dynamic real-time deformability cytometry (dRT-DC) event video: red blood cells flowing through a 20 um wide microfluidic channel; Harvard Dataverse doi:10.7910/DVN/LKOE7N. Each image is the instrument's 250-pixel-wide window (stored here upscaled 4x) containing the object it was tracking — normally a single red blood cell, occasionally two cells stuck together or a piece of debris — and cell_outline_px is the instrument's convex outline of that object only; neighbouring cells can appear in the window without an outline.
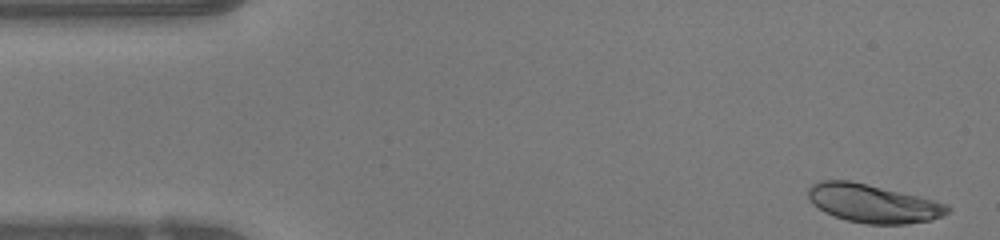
{"species": "human", "species_latin": "Homo sapiens", "temperature_condition": "warm", "stored_images_in_passage": 48, "camera_frame_rate_fps": 3000, "um_per_image_px": 0.085, "donor": {"sex": "female"}, "frame": {"image": 1, "passage_image": 1, "time_ms": 0.0, "image_size_px": [1000, 240], "cell_outline_px": [[952, 208], [948, 212], [932, 220], [904, 224], [864, 224], [832, 216], [824, 212], [812, 204], [808, 200], [808, 188], [812, 184], [820, 180], [848, 180], [916, 196], [948, 204]], "centroid_in_image_um": [74.15, 17.3], "position_along_channel_um": 10.9, "area_um2": 30.92}}
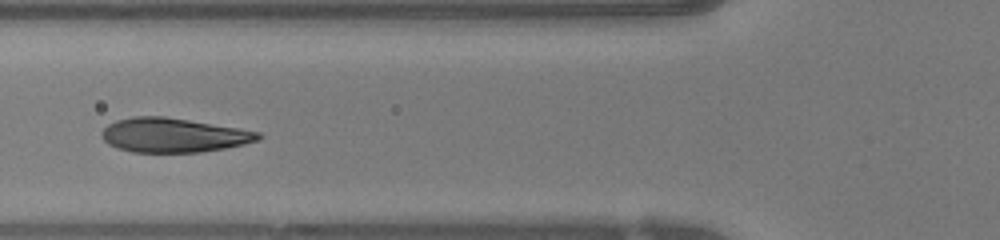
{"frame": {"image": 2, "passage_image": 17, "time_ms": 5.333, "image_size_px": [1000, 240], "cell_outline_px": [[264, 136], [260, 140], [244, 144], [224, 148], [200, 152], [132, 152], [116, 148], [108, 144], [100, 136], [100, 132], [108, 124], [116, 120], [132, 116], [164, 116], [240, 128], [260, 132]], "centroid_in_image_um": [14.73, 11.48], "position_along_channel_um": 111.1, "area_um2": 31.5}}
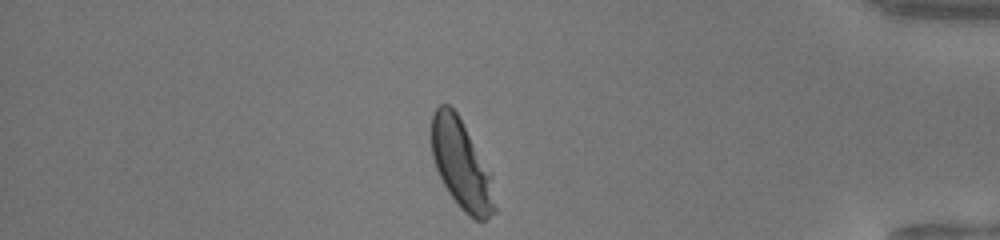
{"frame": {"image": 3, "passage_image": 41, "time_ms": 13.333, "image_size_px": [1000, 240], "cell_outline_px": [[496, 212], [484, 220], [476, 220], [468, 216], [460, 208], [448, 192], [436, 168], [432, 156], [432, 112], [440, 104], [448, 104], [456, 112], [492, 176], [496, 208]], "centroid_in_image_um": [39.22, 14.03], "position_along_channel_um": 396.0, "area_um2": 32.43}, "authors_computed_cell_mechanics": {"area_um2": 31.5299, "velocity_mm_per_s": 4.0666, "shape_relaxation_time_tau1_ms": 2.4548, "shape_relaxation_time_tau2_ms": null, "deformation_change_tau1": 0.179, "deformation_change_tau2": null}}